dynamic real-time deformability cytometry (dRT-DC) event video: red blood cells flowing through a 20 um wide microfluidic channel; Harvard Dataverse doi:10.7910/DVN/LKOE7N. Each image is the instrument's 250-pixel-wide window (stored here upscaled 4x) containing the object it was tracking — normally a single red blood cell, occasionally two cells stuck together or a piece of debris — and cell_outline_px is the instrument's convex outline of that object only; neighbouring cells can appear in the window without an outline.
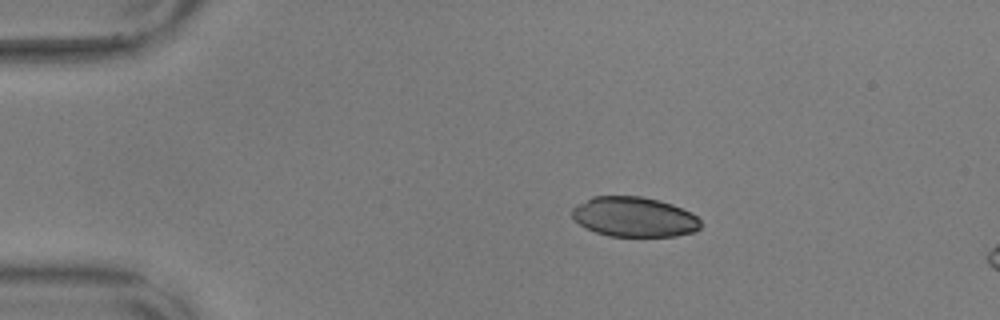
{"species": "common noctule bat (a hibernating species)", "species_latin": "Nyctalus noctula", "temperature_condition": "warm", "stored_images_in_passage": 16, "camera_frame_rate_fps": 3000, "um_per_image_px": 0.085, "animal": {"sex": "male", "body_mass_g": 17.9, "forearm_length_mm": 54.2}, "frame": {"image": 1, "passage_image": 10, "time_ms": 3.0, "image_size_px": [1000, 320], "cell_outline_px": [[700, 228], [696, 232], [676, 236], [608, 236], [596, 232], [580, 224], [572, 216], [572, 208], [592, 196], [644, 196], [660, 200], [672, 204], [692, 212], [700, 220]], "centroid_in_image_um": [53.95, 18.43], "position_along_channel_um": 31.1, "area_um2": 30.0}}